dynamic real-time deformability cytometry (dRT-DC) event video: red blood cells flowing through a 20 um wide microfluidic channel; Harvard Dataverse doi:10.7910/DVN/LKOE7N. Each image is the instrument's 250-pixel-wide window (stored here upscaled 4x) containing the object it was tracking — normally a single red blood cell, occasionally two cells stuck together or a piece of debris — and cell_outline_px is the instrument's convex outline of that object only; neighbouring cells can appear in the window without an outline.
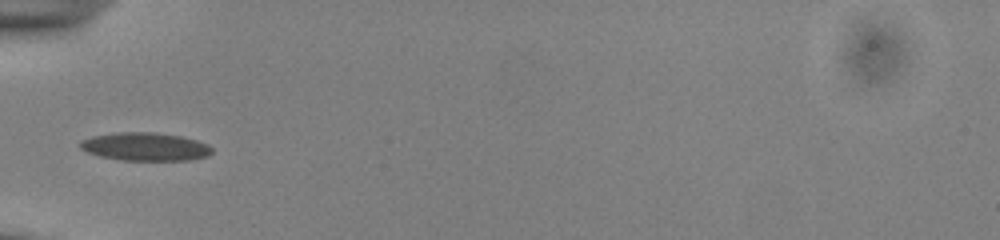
{"species": "common noctule bat (a hibernating species)", "species_latin": "Nyctalus noctula", "temperature_condition": "cold", "stored_images_in_passage": 35, "camera_frame_rate_fps": 3000, "um_per_image_px": 0.085, "animal": {"sex": "male", "body_mass_g": 13.0, "forearm_length_mm": 53.1}, "frame": {"image": 1, "passage_image": 1, "time_ms": 0.0, "image_size_px": [1000, 240], "cell_outline_px": [[212, 152], [208, 156], [188, 160], [124, 160], [100, 156], [88, 152], [80, 148], [80, 140], [92, 136], [116, 132], [156, 132], [180, 136], [196, 140], [208, 144], [212, 148]], "centroid_in_image_um": [12.34, 12.46], "position_along_channel_um": 72.7, "area_um2": 21.62}}
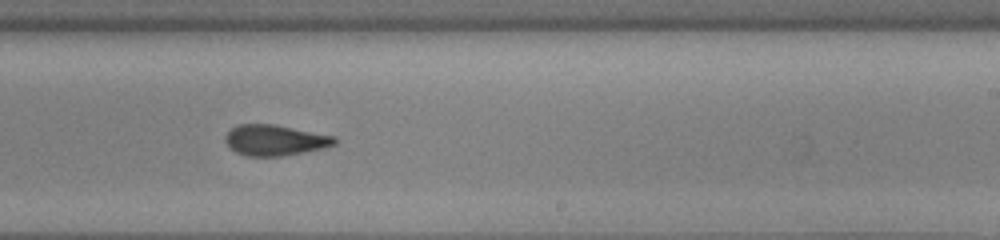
{"frame": {"image": 2, "passage_image": 16, "time_ms": 5.0, "image_size_px": [1000, 240], "cell_outline_px": [[336, 144], [320, 148], [280, 156], [248, 156], [236, 152], [224, 140], [224, 136], [236, 124], [276, 124], [336, 136]], "centroid_in_image_um": [23.35, 11.89], "position_along_channel_um": 265.6, "area_um2": 19.42}}
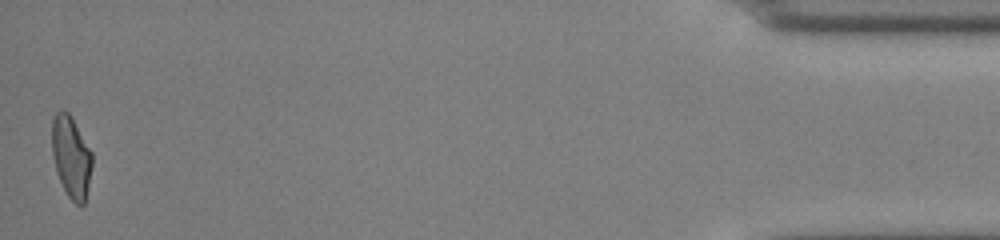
{"frame": {"image": 3, "passage_image": 35, "time_ms": 11.333, "image_size_px": [1000, 240], "cell_outline_px": [[92, 164], [84, 204], [80, 208], [68, 196], [56, 172], [52, 152], [52, 120], [56, 112], [60, 108], [64, 108], [68, 112], [92, 152]], "centroid_in_image_um": [6.03, 13.32], "position_along_channel_um": 429.2, "area_um2": 19.02}, "authors_computed_cell_mechanics": {"area_um2": 19.7676, "velocity_mm_per_s": 3.8871, "shape_relaxation_time_tau1_ms": 4.4296, "shape_relaxation_time_tau2_ms": 1.8877, "deformation_change_tau1": 0.1305, "deformation_change_tau2": 0.0846}}